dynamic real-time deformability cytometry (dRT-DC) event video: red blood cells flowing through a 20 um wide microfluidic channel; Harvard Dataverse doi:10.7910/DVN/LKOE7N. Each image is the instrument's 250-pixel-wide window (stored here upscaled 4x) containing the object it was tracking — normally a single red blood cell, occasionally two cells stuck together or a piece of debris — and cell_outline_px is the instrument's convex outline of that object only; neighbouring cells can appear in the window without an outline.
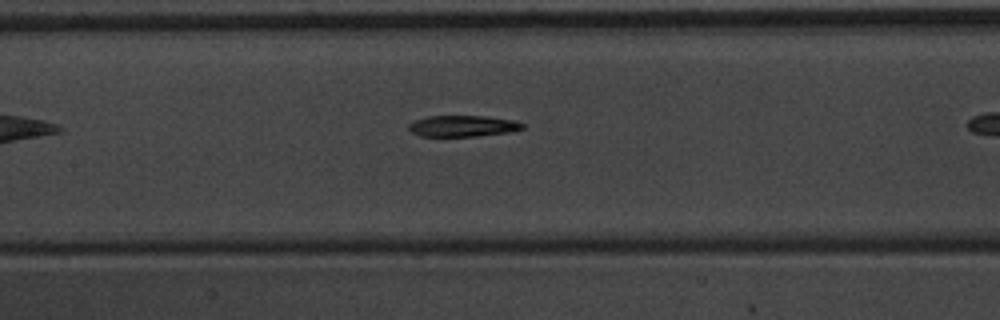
{"species": "common noctule bat (a hibernating species)", "species_latin": "Nyctalus noctula", "temperature_condition": "warm", "stored_images_in_passage": 7, "segment_of_instrument_passage": [1, 2], "camera_frame_rate_fps": 3000, "um_per_image_px": 0.085, "animal": {"sex": "male", "body_mass_g": 20.1, "forearm_length_mm": 53.5}, "frame": {"image": 1, "passage_image": 6, "time_ms": 1.667, "image_size_px": [1000, 320], "cell_outline_px": [[524, 128], [508, 132], [476, 136], [420, 136], [412, 132], [408, 128], [408, 124], [416, 120], [428, 116], [484, 116], [516, 120], [524, 124]], "centroid_in_image_um": [39.34, 10.71], "position_along_channel_um": 168.1, "area_um2": 13.99}}